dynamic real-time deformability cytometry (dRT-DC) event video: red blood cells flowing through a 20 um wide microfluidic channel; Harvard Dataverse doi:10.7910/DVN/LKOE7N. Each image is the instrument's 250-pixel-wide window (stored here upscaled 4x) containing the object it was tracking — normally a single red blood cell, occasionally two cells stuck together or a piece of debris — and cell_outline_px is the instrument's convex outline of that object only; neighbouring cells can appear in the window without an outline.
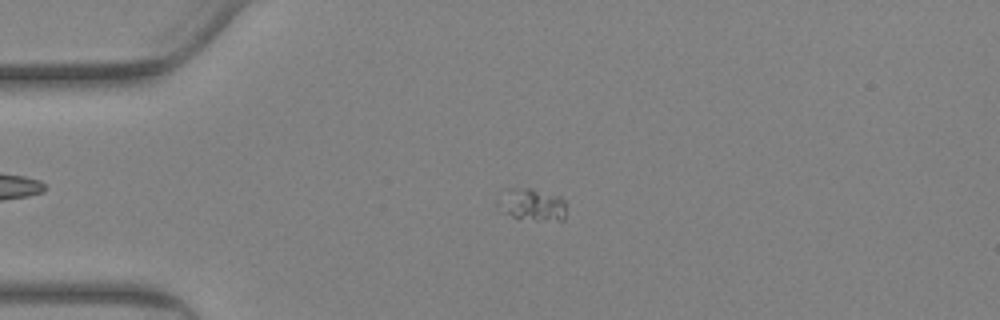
{"species": "Egyptian fruit bat (a non-hibernating species)", "species_latin": "Rousettus aegyptiacus", "temperature_condition": "warm", "stored_images_in_passage": 86, "camera_frame_rate_fps": 3000, "um_per_image_px": 0.085, "animal": {"sex": "female"}, "frame": {"image": 1, "passage_image": 22, "time_ms": 7.0, "image_size_px": [1000, 320], "cell_outline_px": [[564, 220], [516, 220], [496, 212], [496, 204], [504, 188], [532, 188], [560, 196], [564, 200]], "centroid_in_image_um": [45.08, 17.41], "position_along_channel_um": 39.9, "area_um2": 13.58}}
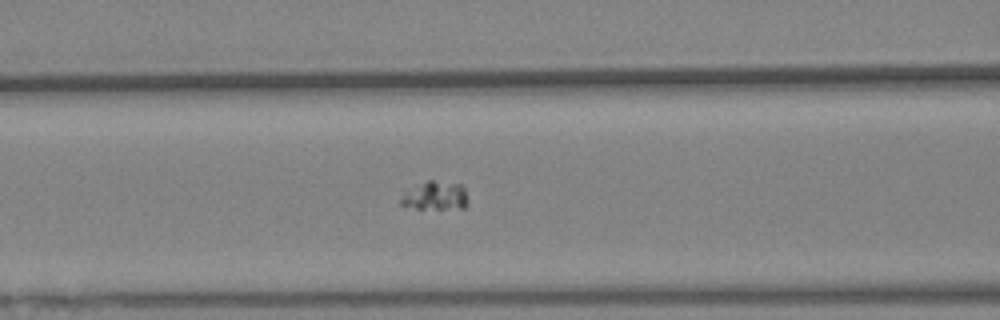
{"frame": {"image": 2, "passage_image": 37, "time_ms": 12.0, "image_size_px": [1000, 320], "cell_outline_px": [[468, 204], [464, 208], [416, 208], [400, 204], [400, 200], [404, 196], [428, 180], [432, 180], [460, 184], [464, 188], [468, 200]], "centroid_in_image_um": [37.11, 16.66], "position_along_channel_um": 129.5, "area_um2": 10.58}}
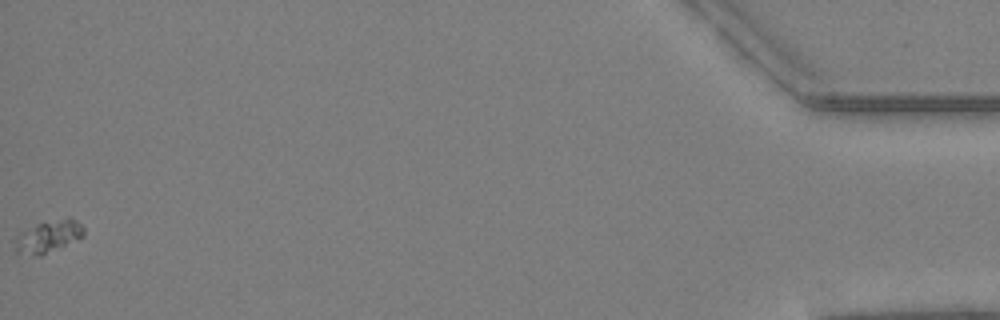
{"frame": {"image": 3, "passage_image": 86, "time_ms": 28.333, "image_size_px": [1000, 320], "cell_outline_px": [[84, 236], [40, 256], [28, 256], [16, 252], [16, 248], [24, 232], [28, 228], [36, 224], [68, 216], [72, 216], [84, 228]], "centroid_in_image_um": [4.21, 20.08], "position_along_channel_um": 431.0, "area_um2": 12.48}}